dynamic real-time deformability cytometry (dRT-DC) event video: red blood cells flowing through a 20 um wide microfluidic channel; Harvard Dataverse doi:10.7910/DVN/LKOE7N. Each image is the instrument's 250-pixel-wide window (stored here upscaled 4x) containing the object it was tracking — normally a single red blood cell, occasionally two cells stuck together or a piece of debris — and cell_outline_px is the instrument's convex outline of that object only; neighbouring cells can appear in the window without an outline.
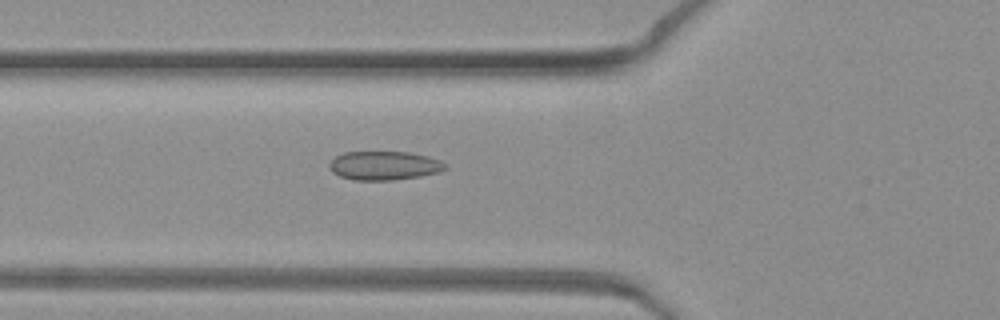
{"species": "common noctule bat (a hibernating species)", "species_latin": "Nyctalus noctula", "temperature_condition": "warm", "stored_images_in_passage": 26, "camera_frame_rate_fps": 3000, "um_per_image_px": 0.085, "animal": {"sex": "female", "body_mass_g": 19.3, "forearm_length_mm": 54.1}, "frame": {"image": 1, "passage_image": 2, "time_ms": 0.333, "image_size_px": [1000, 320], "cell_outline_px": [[448, 168], [440, 172], [420, 176], [392, 180], [352, 180], [340, 176], [332, 172], [328, 168], [328, 164], [336, 156], [344, 152], [408, 152], [428, 156], [440, 160], [448, 164]], "centroid_in_image_um": [32.67, 14.08], "position_along_channel_um": 93.1, "area_um2": 19.65}}
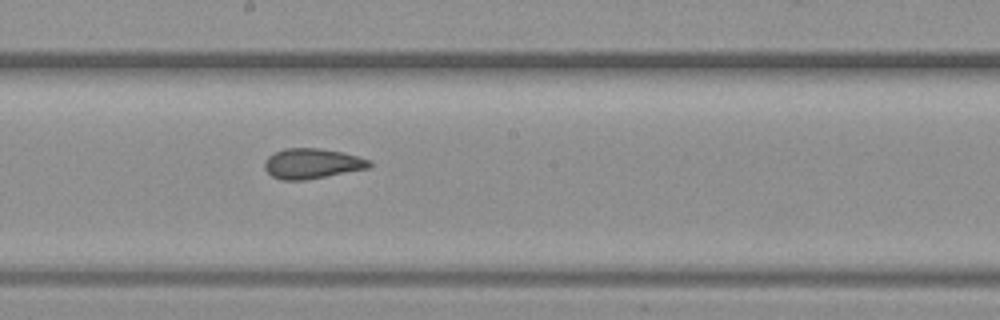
{"frame": {"image": 2, "passage_image": 11, "time_ms": 3.333, "image_size_px": [1000, 320], "cell_outline_px": [[372, 164], [368, 168], [304, 180], [280, 180], [272, 176], [264, 168], [264, 160], [268, 156], [284, 148], [320, 148], [344, 152], [372, 160]], "centroid_in_image_um": [26.52, 13.89], "position_along_channel_um": 221.7, "area_um2": 18.5}}
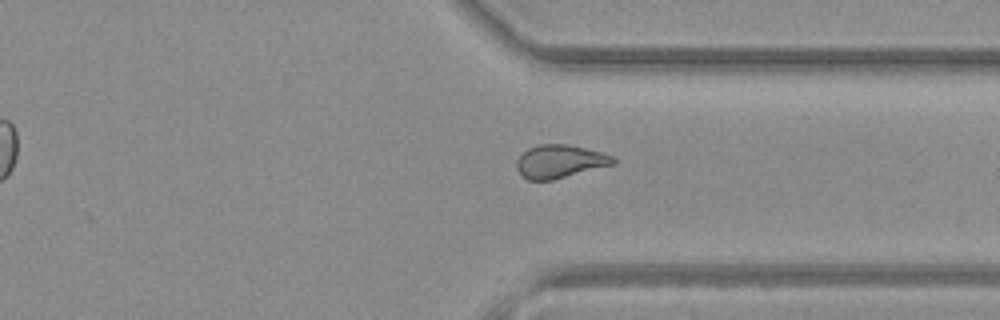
{"frame": {"image": 3, "passage_image": 21, "time_ms": 6.667, "image_size_px": [1000, 320], "cell_outline_px": [[616, 164], [552, 180], [528, 180], [516, 168], [516, 160], [528, 148], [536, 144], [568, 144], [604, 152], [612, 156], [616, 160]], "centroid_in_image_um": [47.61, 13.71], "position_along_channel_um": 363.8, "area_um2": 18.79}}